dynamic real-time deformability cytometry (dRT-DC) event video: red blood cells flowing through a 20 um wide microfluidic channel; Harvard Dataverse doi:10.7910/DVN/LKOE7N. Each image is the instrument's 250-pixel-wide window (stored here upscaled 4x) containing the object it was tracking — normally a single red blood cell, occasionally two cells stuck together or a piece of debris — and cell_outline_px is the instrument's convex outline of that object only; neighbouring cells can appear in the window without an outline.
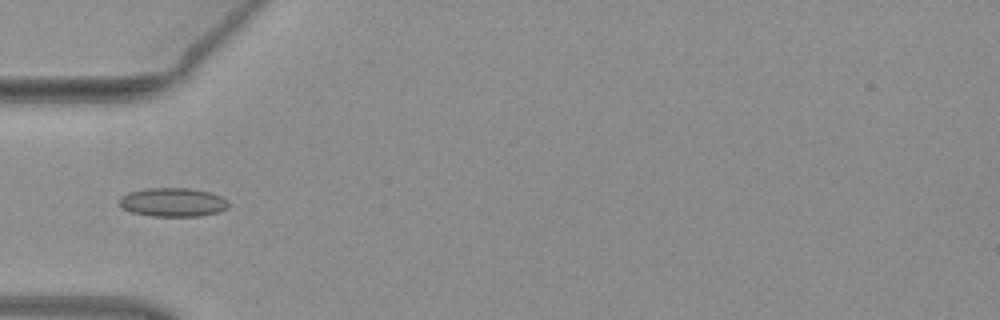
{"species": "common noctule bat (a hibernating species)", "species_latin": "Nyctalus noctula", "temperature_condition": "warm", "stored_images_in_passage": 6, "camera_frame_rate_fps": 3000, "um_per_image_px": 0.085, "animal": {"sex": "female", "body_mass_g": 19.3, "forearm_length_mm": 54.1}, "frame": {"image": 1, "passage_image": 5, "time_ms": 1.333, "image_size_px": [1000, 320], "cell_outline_px": [[228, 208], [220, 212], [200, 216], [152, 216], [132, 212], [124, 208], [120, 204], [120, 196], [128, 192], [148, 188], [188, 188], [208, 192], [220, 196], [228, 200]], "centroid_in_image_um": [14.71, 17.19], "position_along_channel_um": 70.3, "area_um2": 18.26}}
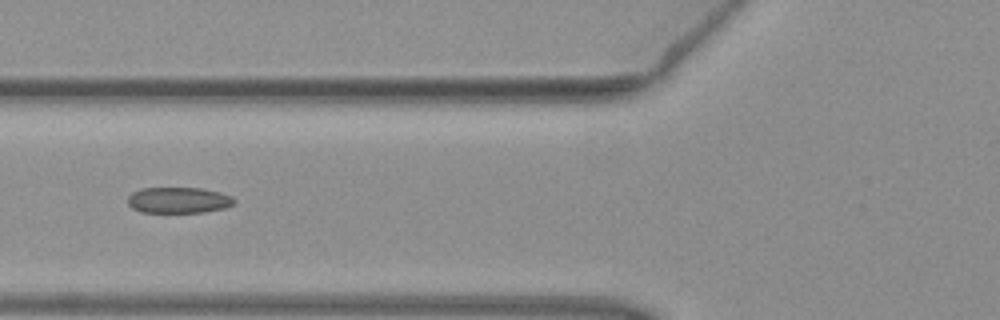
{"frame": {"image": 2, "passage_image": 6, "time_ms": 1.667, "image_size_px": [1000, 320], "cell_outline_px": [[236, 204], [224, 208], [204, 212], [140, 212], [132, 208], [128, 204], [128, 196], [132, 192], [140, 188], [204, 188], [220, 192], [232, 196], [236, 200]], "centroid_in_image_um": [15.2, 17.01], "position_along_channel_um": 110.6, "area_um2": 16.3}}